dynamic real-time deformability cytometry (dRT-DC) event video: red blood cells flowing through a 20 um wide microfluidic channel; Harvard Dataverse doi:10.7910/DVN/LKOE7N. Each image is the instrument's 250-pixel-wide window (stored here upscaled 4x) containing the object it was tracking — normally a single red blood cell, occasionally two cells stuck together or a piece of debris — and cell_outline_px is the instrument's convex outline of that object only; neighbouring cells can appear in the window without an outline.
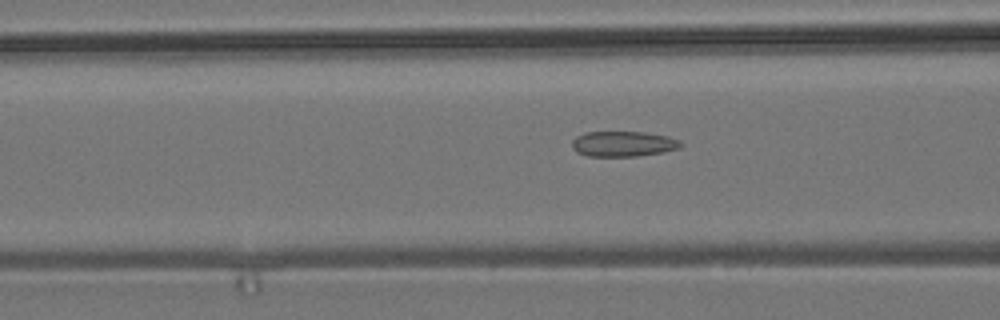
{"species": "common noctule bat (a hibernating species)", "species_latin": "Nyctalus noctula", "temperature_condition": "room temperature", "stored_images_in_passage": 45, "camera_frame_rate_fps": 3000, "um_per_image_px": 0.085, "animal": {"sex": "male", "body_mass_g": 19.2, "forearm_length_mm": 51.8}, "frame": {"image": 1, "passage_image": 12, "time_ms": 3.667, "image_size_px": [1000, 320], "cell_outline_px": [[684, 144], [680, 148], [664, 152], [636, 156], [588, 156], [576, 152], [572, 148], [572, 140], [576, 136], [584, 132], [644, 132], [668, 136], [680, 140]], "centroid_in_image_um": [52.98, 12.23], "position_along_channel_um": 113.6, "area_um2": 16.24}}
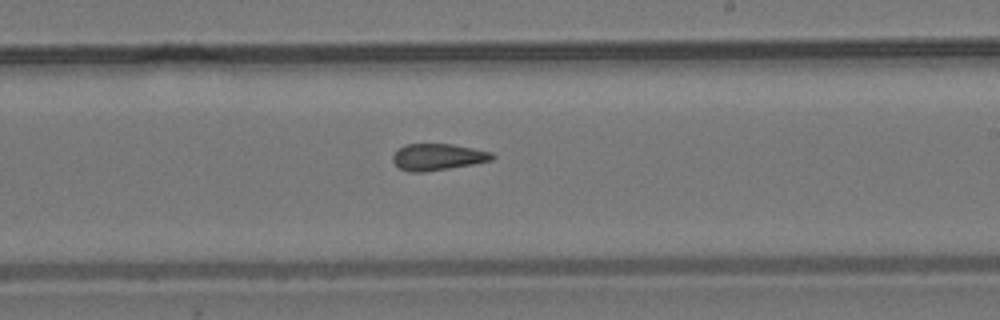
{"frame": {"image": 2, "passage_image": 23, "time_ms": 7.333, "image_size_px": [1000, 320], "cell_outline_px": [[496, 156], [492, 160], [472, 164], [424, 172], [408, 172], [400, 168], [392, 160], [392, 156], [404, 144], [452, 144], [492, 152]], "centroid_in_image_um": [37.21, 13.34], "position_along_channel_um": 251.8, "area_um2": 15.26}}
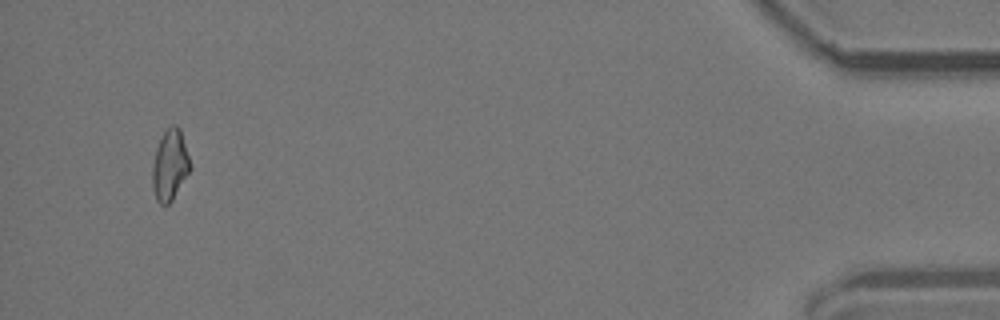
{"frame": {"image": 3, "passage_image": 43, "time_ms": 14.0, "image_size_px": [1000, 320], "cell_outline_px": [[192, 168], [172, 200], [168, 204], [160, 204], [156, 200], [152, 188], [152, 164], [156, 148], [164, 132], [172, 124], [176, 124], [180, 128]], "centroid_in_image_um": [14.44, 14.04], "position_along_channel_um": 420.8, "area_um2": 15.61}, "authors_computed_cell_mechanics": {"area_um2": 15.606, "velocity_mm_per_s": 3.7626, "shape_relaxation_time_tau1_ms": null, "shape_relaxation_time_tau2_ms": 4.1932, "deformation_change_tau1": null, "deformation_change_tau2": 0.1349}}